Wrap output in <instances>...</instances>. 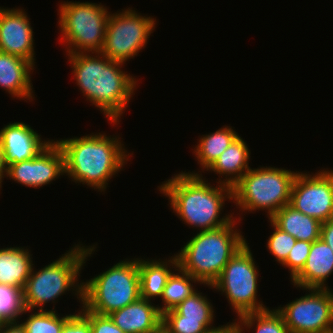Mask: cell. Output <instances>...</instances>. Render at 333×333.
<instances>
[{"label": "cell", "mask_w": 333, "mask_h": 333, "mask_svg": "<svg viewBox=\"0 0 333 333\" xmlns=\"http://www.w3.org/2000/svg\"><path fill=\"white\" fill-rule=\"evenodd\" d=\"M91 54H67L74 79L83 96L108 120L117 124L128 107L138 80L121 69L123 62L110 60L101 52Z\"/></svg>", "instance_id": "cell-1"}, {"label": "cell", "mask_w": 333, "mask_h": 333, "mask_svg": "<svg viewBox=\"0 0 333 333\" xmlns=\"http://www.w3.org/2000/svg\"><path fill=\"white\" fill-rule=\"evenodd\" d=\"M206 182L198 172L182 171L159 186L178 218L199 231L222 227L234 218L231 213L220 218L225 200H233L232 187L222 183L215 187Z\"/></svg>", "instance_id": "cell-2"}, {"label": "cell", "mask_w": 333, "mask_h": 333, "mask_svg": "<svg viewBox=\"0 0 333 333\" xmlns=\"http://www.w3.org/2000/svg\"><path fill=\"white\" fill-rule=\"evenodd\" d=\"M92 134L56 140V143L64 154L65 174L75 183L102 192L112 176L127 163L130 154L126 153L119 137Z\"/></svg>", "instance_id": "cell-3"}, {"label": "cell", "mask_w": 333, "mask_h": 333, "mask_svg": "<svg viewBox=\"0 0 333 333\" xmlns=\"http://www.w3.org/2000/svg\"><path fill=\"white\" fill-rule=\"evenodd\" d=\"M235 219L192 237L176 254L178 268L211 288L228 261L247 243L235 228Z\"/></svg>", "instance_id": "cell-4"}, {"label": "cell", "mask_w": 333, "mask_h": 333, "mask_svg": "<svg viewBox=\"0 0 333 333\" xmlns=\"http://www.w3.org/2000/svg\"><path fill=\"white\" fill-rule=\"evenodd\" d=\"M82 245V247H81ZM77 244L75 247L63 254L59 259L46 265L38 271L34 267L27 279L23 290V304L28 311L43 310L44 305L56 301L59 296L67 291H75L77 299L82 302V282L79 280L80 271L87 258L95 251V245L83 246ZM88 247V248H87ZM76 289H74V288ZM66 291V292H65Z\"/></svg>", "instance_id": "cell-5"}, {"label": "cell", "mask_w": 333, "mask_h": 333, "mask_svg": "<svg viewBox=\"0 0 333 333\" xmlns=\"http://www.w3.org/2000/svg\"><path fill=\"white\" fill-rule=\"evenodd\" d=\"M126 260L82 282V307L109 315L140 298L138 258Z\"/></svg>", "instance_id": "cell-6"}, {"label": "cell", "mask_w": 333, "mask_h": 333, "mask_svg": "<svg viewBox=\"0 0 333 333\" xmlns=\"http://www.w3.org/2000/svg\"><path fill=\"white\" fill-rule=\"evenodd\" d=\"M298 172L275 167L249 169L232 187V198L242 212L268 210L270 219L290 204L291 187Z\"/></svg>", "instance_id": "cell-7"}, {"label": "cell", "mask_w": 333, "mask_h": 333, "mask_svg": "<svg viewBox=\"0 0 333 333\" xmlns=\"http://www.w3.org/2000/svg\"><path fill=\"white\" fill-rule=\"evenodd\" d=\"M58 12L67 54L101 52L110 14L107 8L101 3L64 1Z\"/></svg>", "instance_id": "cell-8"}, {"label": "cell", "mask_w": 333, "mask_h": 333, "mask_svg": "<svg viewBox=\"0 0 333 333\" xmlns=\"http://www.w3.org/2000/svg\"><path fill=\"white\" fill-rule=\"evenodd\" d=\"M257 269L246 243L228 261L219 278L212 284V288L225 294L238 316L268 309L261 301H257Z\"/></svg>", "instance_id": "cell-9"}, {"label": "cell", "mask_w": 333, "mask_h": 333, "mask_svg": "<svg viewBox=\"0 0 333 333\" xmlns=\"http://www.w3.org/2000/svg\"><path fill=\"white\" fill-rule=\"evenodd\" d=\"M155 21L129 8L116 14L110 13L101 53L110 60L123 63L134 58L147 45L155 29Z\"/></svg>", "instance_id": "cell-10"}, {"label": "cell", "mask_w": 333, "mask_h": 333, "mask_svg": "<svg viewBox=\"0 0 333 333\" xmlns=\"http://www.w3.org/2000/svg\"><path fill=\"white\" fill-rule=\"evenodd\" d=\"M308 290L310 294L276 310L291 333H332L333 291L330 288Z\"/></svg>", "instance_id": "cell-11"}, {"label": "cell", "mask_w": 333, "mask_h": 333, "mask_svg": "<svg viewBox=\"0 0 333 333\" xmlns=\"http://www.w3.org/2000/svg\"><path fill=\"white\" fill-rule=\"evenodd\" d=\"M290 205L321 223L333 218V171L323 169L314 175L298 171L291 187Z\"/></svg>", "instance_id": "cell-12"}, {"label": "cell", "mask_w": 333, "mask_h": 333, "mask_svg": "<svg viewBox=\"0 0 333 333\" xmlns=\"http://www.w3.org/2000/svg\"><path fill=\"white\" fill-rule=\"evenodd\" d=\"M32 159L7 166L6 177L29 187H42L65 175L64 154L56 141Z\"/></svg>", "instance_id": "cell-13"}, {"label": "cell", "mask_w": 333, "mask_h": 333, "mask_svg": "<svg viewBox=\"0 0 333 333\" xmlns=\"http://www.w3.org/2000/svg\"><path fill=\"white\" fill-rule=\"evenodd\" d=\"M22 9L0 7V51L30 61L35 66L33 29Z\"/></svg>", "instance_id": "cell-14"}, {"label": "cell", "mask_w": 333, "mask_h": 333, "mask_svg": "<svg viewBox=\"0 0 333 333\" xmlns=\"http://www.w3.org/2000/svg\"><path fill=\"white\" fill-rule=\"evenodd\" d=\"M40 136L24 122H14L4 126L0 130V141L6 165L16 164L37 156L52 141L42 140Z\"/></svg>", "instance_id": "cell-15"}, {"label": "cell", "mask_w": 333, "mask_h": 333, "mask_svg": "<svg viewBox=\"0 0 333 333\" xmlns=\"http://www.w3.org/2000/svg\"><path fill=\"white\" fill-rule=\"evenodd\" d=\"M115 325L125 333H159L162 331V313L152 302L137 301L109 314Z\"/></svg>", "instance_id": "cell-16"}, {"label": "cell", "mask_w": 333, "mask_h": 333, "mask_svg": "<svg viewBox=\"0 0 333 333\" xmlns=\"http://www.w3.org/2000/svg\"><path fill=\"white\" fill-rule=\"evenodd\" d=\"M333 273V251L321 238L312 242L310 253L302 270L291 280L303 290L328 288L325 283Z\"/></svg>", "instance_id": "cell-17"}, {"label": "cell", "mask_w": 333, "mask_h": 333, "mask_svg": "<svg viewBox=\"0 0 333 333\" xmlns=\"http://www.w3.org/2000/svg\"><path fill=\"white\" fill-rule=\"evenodd\" d=\"M34 67L24 58L0 51V87L17 99H34L30 75Z\"/></svg>", "instance_id": "cell-18"}, {"label": "cell", "mask_w": 333, "mask_h": 333, "mask_svg": "<svg viewBox=\"0 0 333 333\" xmlns=\"http://www.w3.org/2000/svg\"><path fill=\"white\" fill-rule=\"evenodd\" d=\"M249 156L250 150L246 142L238 136L207 171H213L220 177L225 175L226 179H219L217 183L233 187L250 169Z\"/></svg>", "instance_id": "cell-19"}, {"label": "cell", "mask_w": 333, "mask_h": 333, "mask_svg": "<svg viewBox=\"0 0 333 333\" xmlns=\"http://www.w3.org/2000/svg\"><path fill=\"white\" fill-rule=\"evenodd\" d=\"M32 255L22 247L0 249V284L24 290L33 268Z\"/></svg>", "instance_id": "cell-20"}, {"label": "cell", "mask_w": 333, "mask_h": 333, "mask_svg": "<svg viewBox=\"0 0 333 333\" xmlns=\"http://www.w3.org/2000/svg\"><path fill=\"white\" fill-rule=\"evenodd\" d=\"M172 266V268L170 267ZM140 297L149 301L156 297H162L163 289L172 269L178 268L177 257L174 254L168 261H146L138 258Z\"/></svg>", "instance_id": "cell-21"}, {"label": "cell", "mask_w": 333, "mask_h": 333, "mask_svg": "<svg viewBox=\"0 0 333 333\" xmlns=\"http://www.w3.org/2000/svg\"><path fill=\"white\" fill-rule=\"evenodd\" d=\"M269 220L296 240L314 242L320 238L322 223L296 210L290 204L283 206Z\"/></svg>", "instance_id": "cell-22"}, {"label": "cell", "mask_w": 333, "mask_h": 333, "mask_svg": "<svg viewBox=\"0 0 333 333\" xmlns=\"http://www.w3.org/2000/svg\"><path fill=\"white\" fill-rule=\"evenodd\" d=\"M202 136L193 152L201 168L207 171L239 135L232 127L225 126Z\"/></svg>", "instance_id": "cell-23"}, {"label": "cell", "mask_w": 333, "mask_h": 333, "mask_svg": "<svg viewBox=\"0 0 333 333\" xmlns=\"http://www.w3.org/2000/svg\"><path fill=\"white\" fill-rule=\"evenodd\" d=\"M175 271L179 272L174 273L173 271L171 273L163 289L161 297L163 305H157L162 314L168 310L174 309L178 304L196 291L191 282L197 284L200 283L197 279L182 271L180 268L175 269Z\"/></svg>", "instance_id": "cell-24"}, {"label": "cell", "mask_w": 333, "mask_h": 333, "mask_svg": "<svg viewBox=\"0 0 333 333\" xmlns=\"http://www.w3.org/2000/svg\"><path fill=\"white\" fill-rule=\"evenodd\" d=\"M239 322H233L239 333H242L246 328L249 329L256 323L255 333H291L286 326L283 317L276 310L269 308L263 311L247 313L239 316ZM244 326V327H243Z\"/></svg>", "instance_id": "cell-25"}, {"label": "cell", "mask_w": 333, "mask_h": 333, "mask_svg": "<svg viewBox=\"0 0 333 333\" xmlns=\"http://www.w3.org/2000/svg\"><path fill=\"white\" fill-rule=\"evenodd\" d=\"M174 310L182 316V320L214 321V309L206 295L196 290L184 301L178 304Z\"/></svg>", "instance_id": "cell-26"}, {"label": "cell", "mask_w": 333, "mask_h": 333, "mask_svg": "<svg viewBox=\"0 0 333 333\" xmlns=\"http://www.w3.org/2000/svg\"><path fill=\"white\" fill-rule=\"evenodd\" d=\"M213 321L182 320L174 309L162 314V331L164 333H213L221 327L212 326Z\"/></svg>", "instance_id": "cell-27"}, {"label": "cell", "mask_w": 333, "mask_h": 333, "mask_svg": "<svg viewBox=\"0 0 333 333\" xmlns=\"http://www.w3.org/2000/svg\"><path fill=\"white\" fill-rule=\"evenodd\" d=\"M57 315L54 308L49 311L38 310L30 314L22 325L25 327L26 333H61L63 325L73 314L63 317Z\"/></svg>", "instance_id": "cell-28"}, {"label": "cell", "mask_w": 333, "mask_h": 333, "mask_svg": "<svg viewBox=\"0 0 333 333\" xmlns=\"http://www.w3.org/2000/svg\"><path fill=\"white\" fill-rule=\"evenodd\" d=\"M30 312L24 308L23 290L0 284V321H17L23 313Z\"/></svg>", "instance_id": "cell-29"}, {"label": "cell", "mask_w": 333, "mask_h": 333, "mask_svg": "<svg viewBox=\"0 0 333 333\" xmlns=\"http://www.w3.org/2000/svg\"><path fill=\"white\" fill-rule=\"evenodd\" d=\"M270 223L274 232L267 240V248L269 252L275 257L276 261L282 264L287 259L289 252L293 248L296 242V238L282 231L271 220Z\"/></svg>", "instance_id": "cell-30"}, {"label": "cell", "mask_w": 333, "mask_h": 333, "mask_svg": "<svg viewBox=\"0 0 333 333\" xmlns=\"http://www.w3.org/2000/svg\"><path fill=\"white\" fill-rule=\"evenodd\" d=\"M312 242L296 240L287 259L281 264L290 271L291 280L302 270L310 253Z\"/></svg>", "instance_id": "cell-31"}, {"label": "cell", "mask_w": 333, "mask_h": 333, "mask_svg": "<svg viewBox=\"0 0 333 333\" xmlns=\"http://www.w3.org/2000/svg\"><path fill=\"white\" fill-rule=\"evenodd\" d=\"M80 312L89 320L91 333H125L114 324L109 315H100L84 307Z\"/></svg>", "instance_id": "cell-32"}, {"label": "cell", "mask_w": 333, "mask_h": 333, "mask_svg": "<svg viewBox=\"0 0 333 333\" xmlns=\"http://www.w3.org/2000/svg\"><path fill=\"white\" fill-rule=\"evenodd\" d=\"M61 333H91L90 322L81 312H78L67 320Z\"/></svg>", "instance_id": "cell-33"}, {"label": "cell", "mask_w": 333, "mask_h": 333, "mask_svg": "<svg viewBox=\"0 0 333 333\" xmlns=\"http://www.w3.org/2000/svg\"><path fill=\"white\" fill-rule=\"evenodd\" d=\"M320 238L329 245L333 251V218L322 223Z\"/></svg>", "instance_id": "cell-34"}, {"label": "cell", "mask_w": 333, "mask_h": 333, "mask_svg": "<svg viewBox=\"0 0 333 333\" xmlns=\"http://www.w3.org/2000/svg\"><path fill=\"white\" fill-rule=\"evenodd\" d=\"M0 333H26L25 327L19 321L2 322Z\"/></svg>", "instance_id": "cell-35"}, {"label": "cell", "mask_w": 333, "mask_h": 333, "mask_svg": "<svg viewBox=\"0 0 333 333\" xmlns=\"http://www.w3.org/2000/svg\"><path fill=\"white\" fill-rule=\"evenodd\" d=\"M6 174H7V165L5 163L3 148H2L1 141H0V188H1V184L3 182L2 180L6 176Z\"/></svg>", "instance_id": "cell-36"}, {"label": "cell", "mask_w": 333, "mask_h": 333, "mask_svg": "<svg viewBox=\"0 0 333 333\" xmlns=\"http://www.w3.org/2000/svg\"><path fill=\"white\" fill-rule=\"evenodd\" d=\"M213 333H239L237 326L232 322L231 324L221 326V328L218 331H215Z\"/></svg>", "instance_id": "cell-37"}]
</instances>
